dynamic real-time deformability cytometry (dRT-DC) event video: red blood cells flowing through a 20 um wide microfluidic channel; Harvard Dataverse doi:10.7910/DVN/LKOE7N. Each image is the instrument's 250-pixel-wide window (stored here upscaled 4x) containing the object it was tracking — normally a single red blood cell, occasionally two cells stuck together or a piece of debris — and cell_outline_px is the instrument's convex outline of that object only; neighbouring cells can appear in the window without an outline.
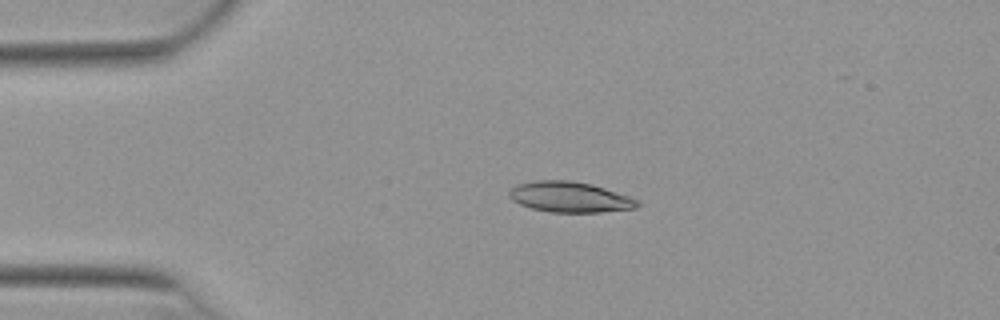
{"species": "Egyptian fruit bat (a non-hibernating species)", "species_latin": "Rousettus aegyptiacus", "temperature_condition": "warm", "stored_images_in_passage": 41, "camera_frame_rate_fps": 3000, "um_per_image_px": 0.085, "animal": {"sex": "female"}, "frame": {"image": 1, "passage_image": 1, "time_ms": 0.0, "image_size_px": [1000, 320], "cell_outline_px": [[640, 204], [636, 208], [600, 212], [552, 212], [532, 208], [520, 204], [512, 200], [508, 196], [508, 192], [516, 184], [536, 180], [568, 180], [592, 184], [640, 200]], "centroid_in_image_um": [48.42, 16.74], "position_along_channel_um": 36.6, "area_um2": 22.77}}
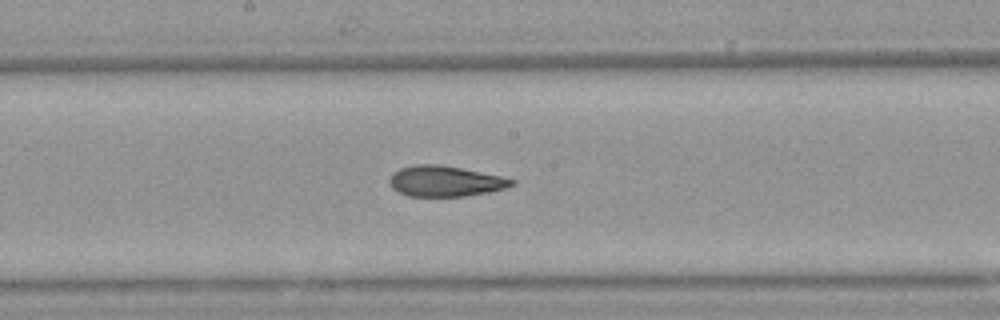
{"frame": {"image": 2, "passage_image": 17, "time_ms": 5.333, "image_size_px": [1000, 320], "cell_outline_px": [[516, 184], [508, 188], [488, 192], [464, 196], [408, 196], [392, 188], [388, 180], [392, 172], [400, 168], [416, 164], [436, 164], [460, 168], [500, 176], [516, 180]], "centroid_in_image_um": [37.83, 15.4], "position_along_channel_um": 210.4, "area_um2": 21.79}}
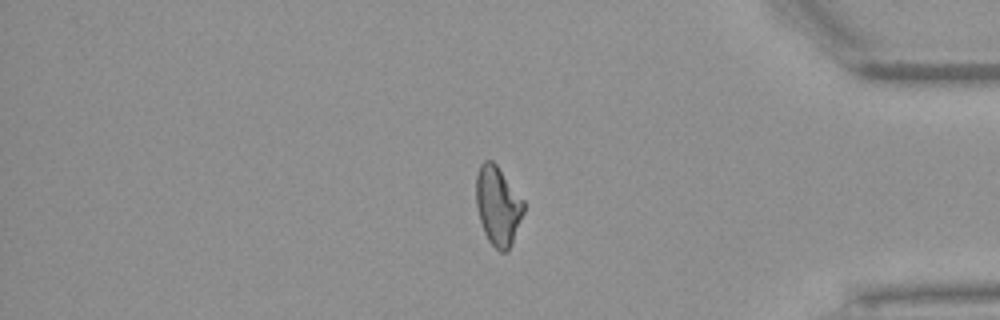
{"frame": {"image": 3, "passage_image": 33, "time_ms": 10.667, "image_size_px": [1000, 320], "cell_outline_px": [[524, 212], [512, 244], [508, 252], [500, 252], [488, 240], [484, 232], [480, 220], [476, 204], [476, 176], [480, 164], [484, 160], [492, 160], [496, 164], [524, 200]], "centroid_in_image_um": [42.33, 17.49], "position_along_channel_um": 392.9, "area_um2": 21.96}, "authors_computed_cell_mechanics": {"area_um2": 22.3686, "velocity_mm_per_s": 3.938, "shape_relaxation_time_tau1_ms": 10.5713, "shape_relaxation_time_tau2_ms": 2.2997, "deformation_change_tau1": 0.2451, "deformation_change_tau2": 0.0972}}